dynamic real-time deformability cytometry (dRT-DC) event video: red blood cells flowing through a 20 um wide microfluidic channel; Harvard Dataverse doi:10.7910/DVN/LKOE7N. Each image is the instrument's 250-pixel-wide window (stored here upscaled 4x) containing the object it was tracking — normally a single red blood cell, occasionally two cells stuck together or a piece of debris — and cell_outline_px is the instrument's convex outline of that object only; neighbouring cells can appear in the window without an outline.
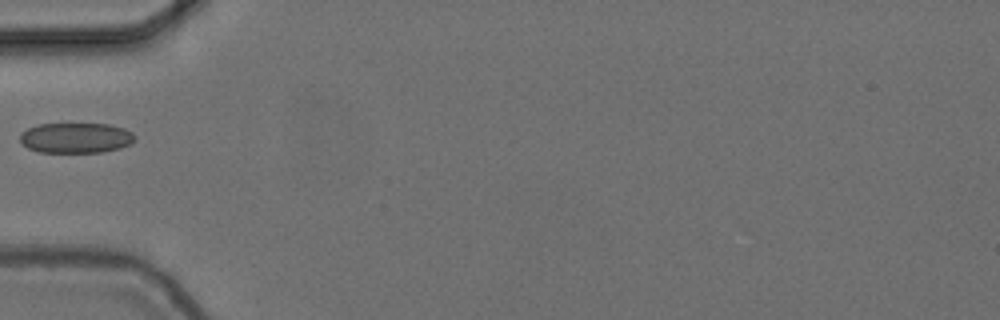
{"species": "common noctule bat (a hibernating species)", "species_latin": "Nyctalus noctula", "temperature_condition": "cold", "stored_images_in_passage": 37, "camera_frame_rate_fps": 3000, "um_per_image_px": 0.085, "animal": {"sex": "female", "body_mass_g": 24.6, "forearm_length_mm": 56.2}, "frame": {"image": 1, "passage_image": 1, "time_ms": 0.0, "image_size_px": [1000, 320], "cell_outline_px": [[136, 140], [120, 148], [100, 152], [40, 152], [28, 148], [20, 140], [20, 132], [28, 128], [40, 124], [108, 124], [124, 128], [132, 132], [136, 136]], "centroid_in_image_um": [6.46, 11.71], "position_along_channel_um": 78.5, "area_um2": 20.23}}
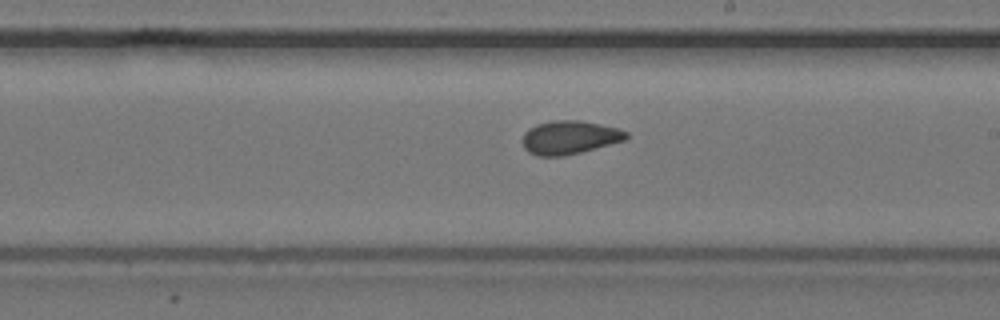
{"frame": {"image": 2, "passage_image": 14, "time_ms": 4.333, "image_size_px": [1000, 320], "cell_outline_px": [[628, 136], [624, 140], [580, 152], [564, 156], [536, 156], [528, 152], [524, 148], [524, 132], [528, 128], [536, 124], [552, 120], [580, 120], [600, 124], [616, 128], [628, 132]], "centroid_in_image_um": [48.37, 11.67], "position_along_channel_um": 240.6, "area_um2": 20.11}}
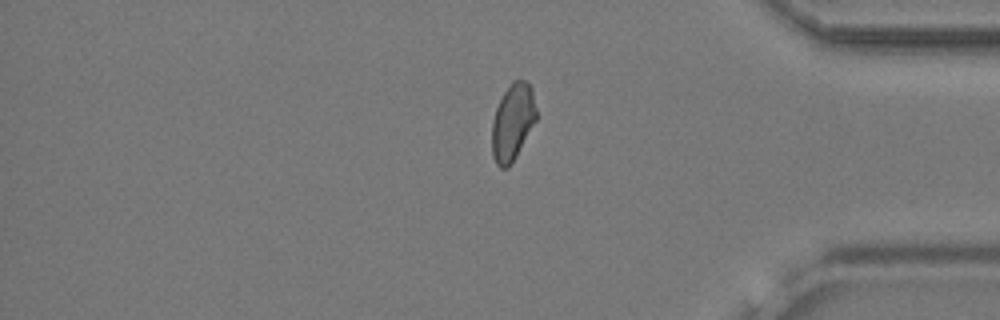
{"frame": {"image": 3, "passage_image": 28, "time_ms": 9.0, "image_size_px": [1000, 320], "cell_outline_px": [[536, 120], [512, 164], [508, 168], [500, 168], [496, 164], [492, 156], [492, 120], [496, 108], [504, 92], [512, 80], [524, 80], [532, 88], [536, 108]], "centroid_in_image_um": [43.56, 10.4], "position_along_channel_um": 391.6, "area_um2": 19.88}}